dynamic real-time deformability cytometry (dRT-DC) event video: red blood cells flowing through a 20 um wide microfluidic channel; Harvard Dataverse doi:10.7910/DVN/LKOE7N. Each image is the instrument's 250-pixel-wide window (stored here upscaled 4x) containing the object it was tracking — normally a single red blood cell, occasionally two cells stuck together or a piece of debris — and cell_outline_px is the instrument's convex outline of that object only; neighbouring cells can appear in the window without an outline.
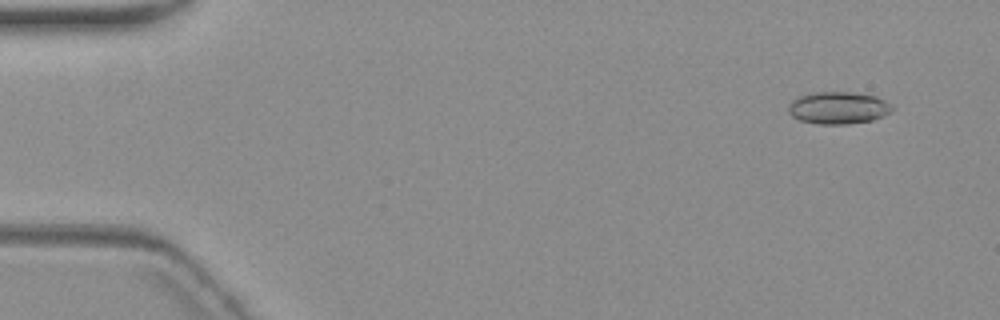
{"species": "common noctule bat (a hibernating species)", "species_latin": "Nyctalus noctula", "temperature_condition": "warm", "stored_images_in_passage": 6, "camera_frame_rate_fps": 3000, "um_per_image_px": 0.085, "animal": {"sex": "female", "body_mass_g": 19.3, "forearm_length_mm": 54.1}, "frame": {"image": 1, "passage_image": 2, "time_ms": 1.0, "image_size_px": [1000, 320], "cell_outline_px": [[892, 108], [888, 112], [872, 120], [848, 124], [816, 124], [800, 120], [792, 116], [788, 112], [788, 104], [792, 100], [800, 96], [812, 92], [852, 92], [876, 96], [884, 100]], "centroid_in_image_um": [71.18, 9.16], "position_along_channel_um": 13.8, "area_um2": 19.31}}